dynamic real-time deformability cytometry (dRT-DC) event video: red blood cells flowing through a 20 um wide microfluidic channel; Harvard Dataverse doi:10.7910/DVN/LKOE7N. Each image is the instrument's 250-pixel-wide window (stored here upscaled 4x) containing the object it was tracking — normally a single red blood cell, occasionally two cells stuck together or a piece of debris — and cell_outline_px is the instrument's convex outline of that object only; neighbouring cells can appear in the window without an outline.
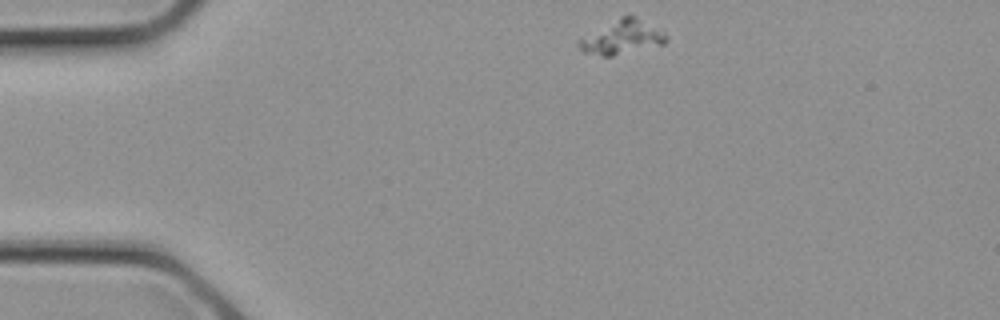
{"species": "common noctule bat (a hibernating species)", "species_latin": "Nyctalus noctula", "temperature_condition": "cold", "stored_images_in_passage": 2, "camera_frame_rate_fps": 3000, "um_per_image_px": 0.085, "animal": {"sex": "female", "body_mass_g": 21.9}, "frame": {"image": 1, "passage_image": 1, "time_ms": 0.0, "image_size_px": [1000, 320], "cell_outline_px": [[668, 40], [664, 44], [612, 56], [600, 56], [584, 52], [576, 44], [576, 40], [628, 12], [664, 32], [668, 36]], "centroid_in_image_um": [52.86, 3.15], "position_along_channel_um": 32.1, "area_um2": 17.4}}